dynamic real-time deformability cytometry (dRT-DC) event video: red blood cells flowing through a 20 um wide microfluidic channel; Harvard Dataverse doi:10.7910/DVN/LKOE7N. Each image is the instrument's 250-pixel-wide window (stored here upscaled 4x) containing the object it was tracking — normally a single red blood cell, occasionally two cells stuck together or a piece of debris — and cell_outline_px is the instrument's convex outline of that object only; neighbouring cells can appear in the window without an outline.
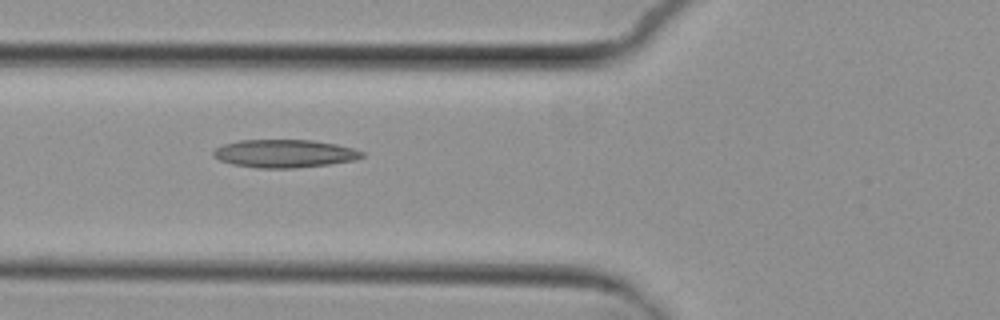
{"species": "common noctule bat (a hibernating species)", "species_latin": "Nyctalus noctula", "temperature_condition": "cold", "stored_images_in_passage": 8, "camera_frame_rate_fps": 3000, "um_per_image_px": 0.085, "animal": {"sex": "female", "body_mass_g": 29.2, "forearm_length_mm": 56.3}, "frame": {"image": 1, "passage_image": 6, "time_ms": 6.667, "image_size_px": [1000, 320], "cell_outline_px": [[364, 156], [356, 160], [328, 164], [296, 168], [256, 168], [232, 164], [220, 160], [212, 156], [212, 152], [216, 148], [224, 144], [240, 140], [312, 140], [336, 144], [352, 148], [364, 152]], "centroid_in_image_um": [24.17, 13.05], "position_along_channel_um": 101.6, "area_um2": 24.28}}
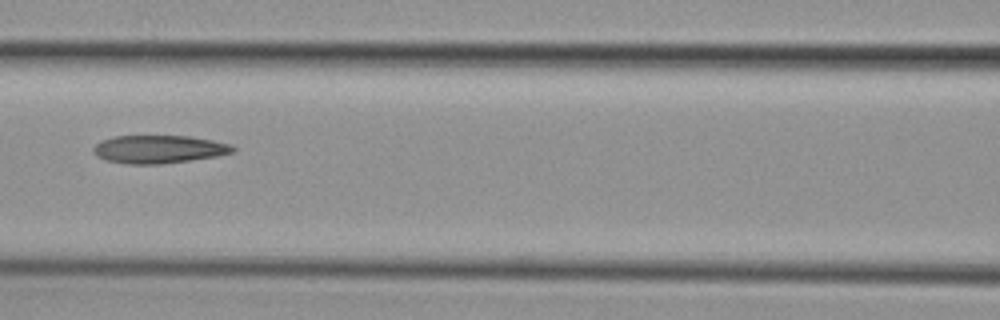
{"frame": {"image": 2, "passage_image": 7, "time_ms": 8.0, "image_size_px": [1000, 320], "cell_outline_px": [[236, 152], [216, 156], [192, 160], [160, 164], [128, 164], [104, 160], [96, 156], [92, 152], [92, 148], [100, 140], [112, 136], [192, 136], [232, 144], [236, 148]], "centroid_in_image_um": [13.49, 12.68], "position_along_channel_um": 153.1, "area_um2": 23.12}}
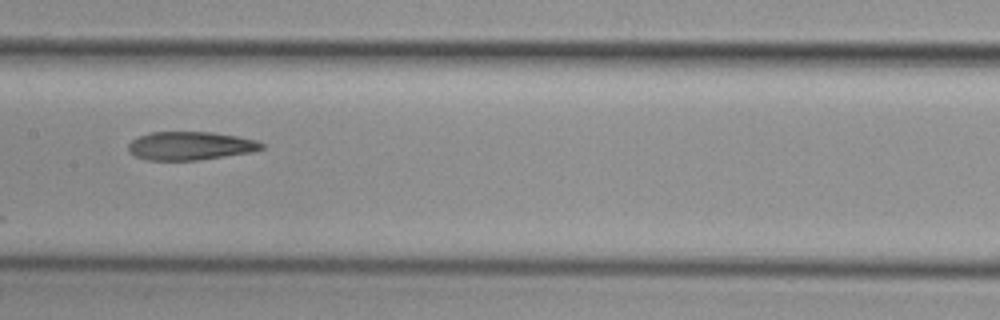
{"frame": {"image": 3, "passage_image": 8, "time_ms": 9.0, "image_size_px": [1000, 320], "cell_outline_px": [[264, 148], [252, 152], [196, 160], [148, 160], [136, 156], [128, 152], [128, 144], [136, 136], [148, 132], [212, 132], [236, 136], [256, 140], [264, 144]], "centroid_in_image_um": [16.14, 12.39], "position_along_channel_um": 191.3, "area_um2": 22.08}}